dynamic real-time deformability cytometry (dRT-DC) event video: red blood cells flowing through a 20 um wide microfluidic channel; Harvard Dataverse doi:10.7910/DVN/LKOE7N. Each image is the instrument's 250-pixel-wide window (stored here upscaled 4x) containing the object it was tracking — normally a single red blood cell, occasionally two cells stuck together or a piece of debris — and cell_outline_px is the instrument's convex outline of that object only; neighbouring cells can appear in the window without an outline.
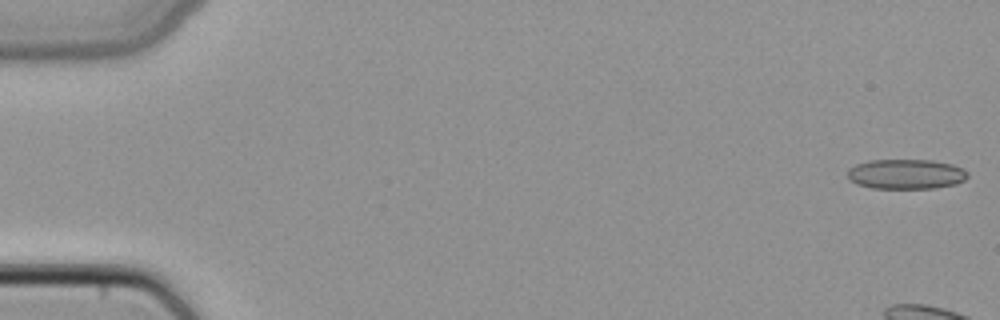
{"species": "common noctule bat (a hibernating species)", "species_latin": "Nyctalus noctula", "temperature_condition": "cold", "stored_images_in_passage": 8, "camera_frame_rate_fps": 3000, "um_per_image_px": 0.085, "animal": {"sex": "female", "body_mass_g": 22.7, "forearm_length_mm": 54.2}, "frame": {"image": 1, "passage_image": 1, "time_ms": 0.0, "image_size_px": [1000, 320], "cell_outline_px": [[968, 176], [964, 180], [956, 184], [936, 188], [872, 188], [856, 184], [848, 176], [848, 168], [856, 164], [868, 160], [932, 160], [952, 164], [968, 172]], "centroid_in_image_um": [77.01, 14.79], "position_along_channel_um": 8.0, "area_um2": 20.92}}